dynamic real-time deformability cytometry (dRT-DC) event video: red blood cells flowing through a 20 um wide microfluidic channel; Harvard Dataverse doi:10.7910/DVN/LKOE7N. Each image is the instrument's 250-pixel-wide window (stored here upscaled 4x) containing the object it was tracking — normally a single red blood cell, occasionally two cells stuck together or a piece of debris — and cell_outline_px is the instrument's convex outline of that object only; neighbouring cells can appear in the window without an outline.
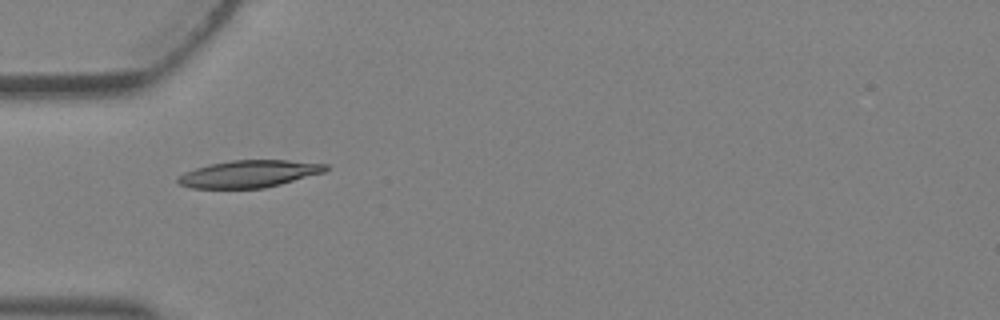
{"species": "Egyptian fruit bat (a non-hibernating species)", "species_latin": "Rousettus aegyptiacus", "temperature_condition": "warm", "stored_images_in_passage": 4, "camera_frame_rate_fps": 3000, "um_per_image_px": 0.085, "animal": {"sex": "female"}, "frame": {"image": 1, "passage_image": 4, "time_ms": 1.0, "image_size_px": [1000, 320], "cell_outline_px": [[328, 168], [324, 172], [280, 184], [264, 188], [192, 188], [180, 184], [176, 180], [176, 176], [184, 172], [196, 168], [212, 164], [232, 160], [288, 160], [328, 164]], "centroid_in_image_um": [21.16, 14.77], "position_along_channel_um": 63.8, "area_um2": 23.24}}